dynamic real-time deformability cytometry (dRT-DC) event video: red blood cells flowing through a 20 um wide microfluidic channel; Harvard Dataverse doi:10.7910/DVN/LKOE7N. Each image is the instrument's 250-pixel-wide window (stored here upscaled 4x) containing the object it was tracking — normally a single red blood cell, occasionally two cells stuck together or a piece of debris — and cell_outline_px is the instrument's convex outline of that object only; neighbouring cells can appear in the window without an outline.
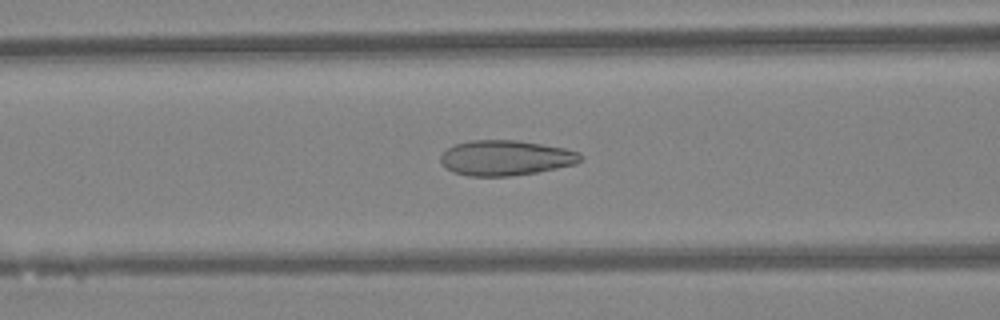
{"species": "Egyptian fruit bat (a non-hibernating species)", "species_latin": "Rousettus aegyptiacus", "temperature_condition": "warm", "stored_images_in_passage": 39, "camera_frame_rate_fps": 3000, "um_per_image_px": 0.085, "animal": {"sex": "female"}, "frame": {"image": 1, "passage_image": 11, "time_ms": 3.333, "image_size_px": [1000, 320], "cell_outline_px": [[584, 160], [576, 164], [536, 172], [508, 176], [468, 176], [452, 172], [440, 164], [440, 156], [448, 148], [456, 144], [472, 140], [520, 140], [564, 148], [580, 152], [584, 156]], "centroid_in_image_um": [43.0, 13.42], "position_along_channel_um": 123.6, "area_um2": 28.9}}
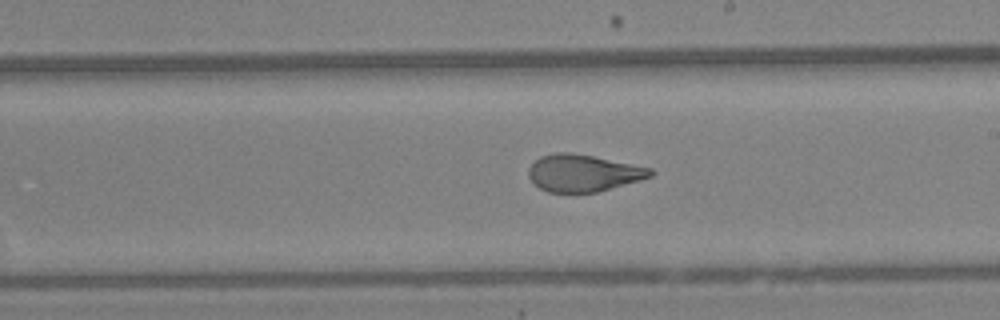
{"frame": {"image": 2, "passage_image": 19, "time_ms": 6.0, "image_size_px": [1000, 320], "cell_outline_px": [[656, 172], [652, 176], [640, 180], [596, 192], [548, 192], [540, 188], [528, 176], [528, 168], [540, 156], [556, 152], [568, 152], [592, 156], [652, 168]], "centroid_in_image_um": [49.58, 14.7], "position_along_channel_um": 239.4, "area_um2": 26.07}}
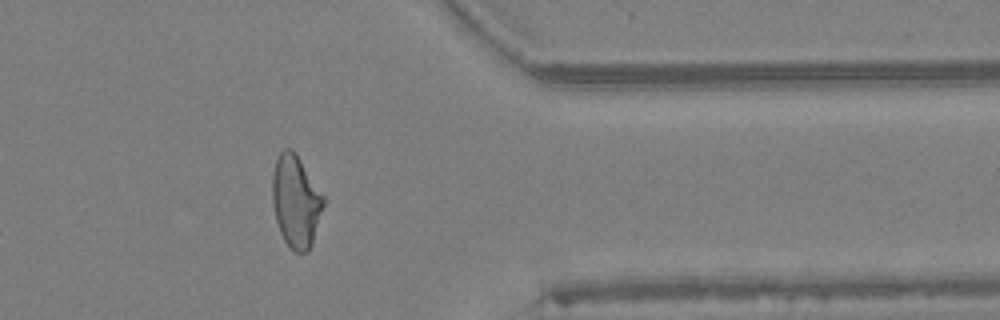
{"frame": {"image": 3, "passage_image": 30, "time_ms": 9.667, "image_size_px": [1000, 320], "cell_outline_px": [[324, 204], [312, 244], [308, 252], [296, 252], [284, 240], [280, 232], [276, 220], [272, 200], [272, 176], [276, 160], [280, 152], [284, 148], [288, 148], [300, 160], [324, 196]], "centroid_in_image_um": [25.14, 17.13], "position_along_channel_um": 386.3, "area_um2": 26.99}, "authors_computed_cell_mechanics": {"area_um2": 27.6284, "velocity_mm_per_s": 4.3735, "shape_relaxation_time_tau1_ms": 5.9843, "shape_relaxation_time_tau2_ms": 0.7872, "deformation_change_tau1": 0.2086, "deformation_change_tau2": 0.0765}}